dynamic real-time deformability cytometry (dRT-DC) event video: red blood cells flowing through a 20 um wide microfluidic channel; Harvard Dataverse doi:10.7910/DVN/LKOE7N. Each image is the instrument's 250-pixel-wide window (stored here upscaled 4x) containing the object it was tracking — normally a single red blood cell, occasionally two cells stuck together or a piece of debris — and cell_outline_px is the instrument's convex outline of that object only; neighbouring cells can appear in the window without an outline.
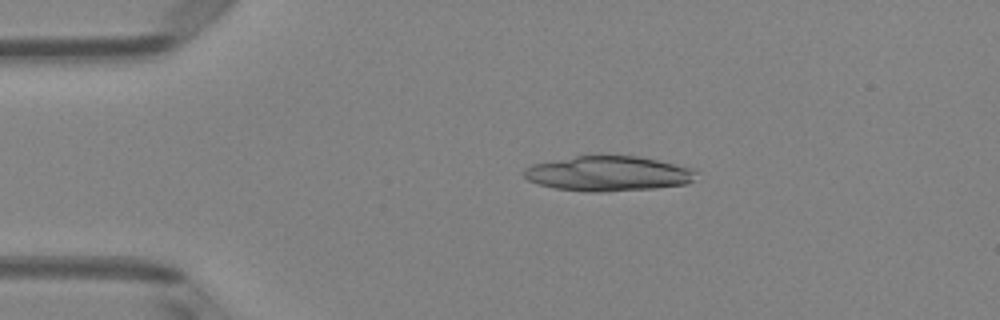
{"species": "Egyptian fruit bat (a non-hibernating species)", "species_latin": "Rousettus aegyptiacus", "temperature_condition": "room temperature", "stored_images_in_passage": 3, "camera_frame_rate_fps": 3000, "um_per_image_px": 0.085, "animal": {"sex": "female"}, "frame": {"image": 1, "passage_image": 2, "time_ms": 0.333, "image_size_px": [1000, 320], "cell_outline_px": [[696, 172], [692, 180], [688, 184], [656, 188], [600, 192], [588, 192], [556, 188], [540, 184], [528, 180], [524, 176], [524, 168], [532, 164], [576, 156], [600, 152], [640, 156], [692, 168]], "centroid_in_image_um": [51.7, 14.72], "position_along_channel_um": 33.3, "area_um2": 35.78}}